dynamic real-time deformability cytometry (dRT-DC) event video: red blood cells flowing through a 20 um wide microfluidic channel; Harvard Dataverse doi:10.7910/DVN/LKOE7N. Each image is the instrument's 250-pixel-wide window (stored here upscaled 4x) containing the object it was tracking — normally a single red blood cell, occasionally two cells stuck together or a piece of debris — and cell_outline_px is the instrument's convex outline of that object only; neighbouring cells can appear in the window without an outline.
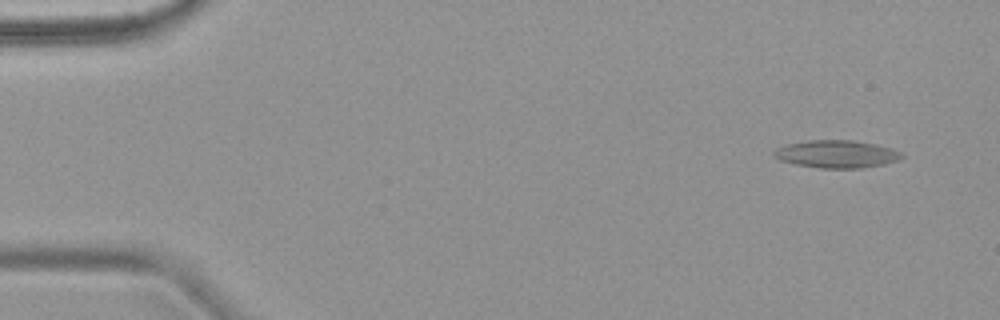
{"species": "common noctule bat (a hibernating species)", "species_latin": "Nyctalus noctula", "temperature_condition": "warm", "stored_images_in_passage": 7, "camera_frame_rate_fps": 3000, "um_per_image_px": 0.085, "animal": {"sex": "female", "body_mass_g": 18.4}, "frame": {"image": 1, "passage_image": 1, "time_ms": 0.0, "image_size_px": [1000, 320], "cell_outline_px": [[904, 156], [900, 160], [884, 164], [860, 168], [820, 168], [796, 164], [780, 160], [772, 156], [772, 152], [776, 148], [788, 144], [808, 140], [852, 140], [876, 144], [892, 148], [900, 152]], "centroid_in_image_um": [71.11, 13.09], "position_along_channel_um": 13.9, "area_um2": 20.63}}
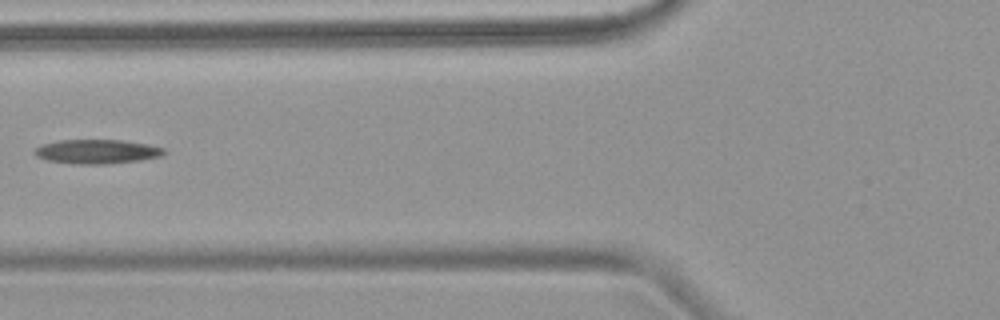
{"frame": {"image": 2, "passage_image": 6, "time_ms": 6.0, "image_size_px": [1000, 320], "cell_outline_px": [[164, 152], [160, 156], [140, 160], [104, 164], [76, 164], [48, 160], [36, 156], [32, 152], [36, 148], [44, 144], [60, 140], [120, 140], [148, 144], [164, 148]], "centroid_in_image_um": [8.22, 12.88], "position_along_channel_um": 117.6, "area_um2": 18.03}}
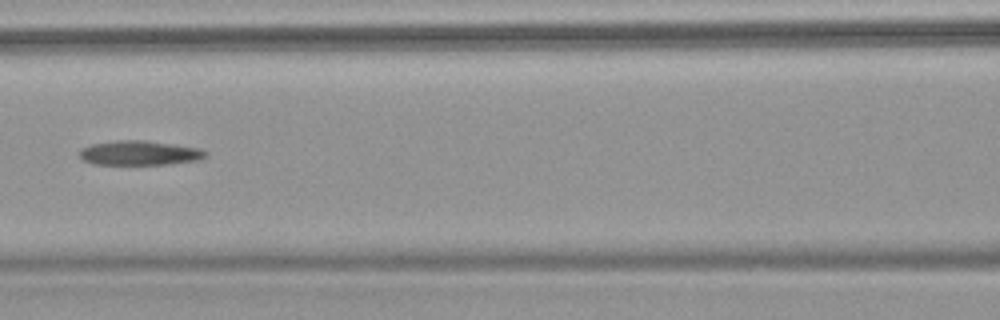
{"frame": {"image": 3, "passage_image": 7, "time_ms": 7.0, "image_size_px": [1000, 320], "cell_outline_px": [[208, 152], [204, 156], [196, 160], [168, 164], [92, 164], [84, 160], [80, 156], [80, 148], [92, 144], [116, 140], [144, 140], [200, 148]], "centroid_in_image_um": [11.83, 12.99], "position_along_channel_um": 154.8, "area_um2": 17.8}}